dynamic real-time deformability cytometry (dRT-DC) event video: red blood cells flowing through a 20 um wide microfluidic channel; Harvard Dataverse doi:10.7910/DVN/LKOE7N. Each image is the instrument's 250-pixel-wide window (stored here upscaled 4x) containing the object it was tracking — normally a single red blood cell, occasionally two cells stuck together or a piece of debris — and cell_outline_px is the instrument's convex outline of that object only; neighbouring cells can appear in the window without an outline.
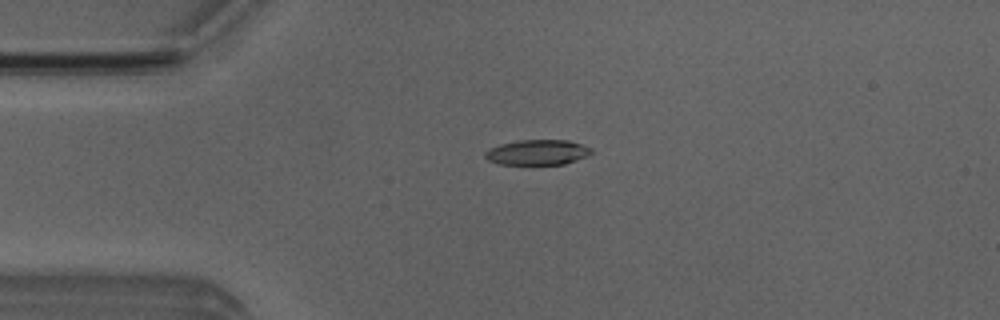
{"species": "Egyptian fruit bat (a non-hibernating species)", "species_latin": "Rousettus aegyptiacus", "temperature_condition": "room temperature", "stored_images_in_passage": 43, "camera_frame_rate_fps": 3000, "um_per_image_px": 0.085, "animal": {"sex": "male"}, "frame": {"image": 1, "passage_image": 4, "time_ms": 1.0, "image_size_px": [1000, 320], "cell_outline_px": [[592, 152], [588, 156], [564, 164], [496, 164], [488, 160], [484, 156], [484, 152], [488, 148], [500, 144], [520, 140], [568, 140], [592, 148]], "centroid_in_image_um": [45.65, 12.95], "position_along_channel_um": 39.3, "area_um2": 15.66}}
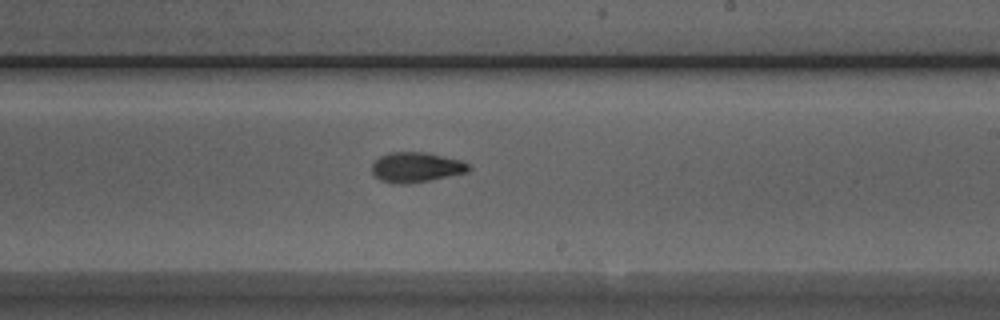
{"frame": {"image": 2, "passage_image": 22, "time_ms": 7.0, "image_size_px": [1000, 320], "cell_outline_px": [[472, 168], [468, 172], [408, 184], [392, 184], [380, 180], [372, 172], [372, 164], [380, 156], [388, 152], [424, 152], [460, 160], [472, 164]], "centroid_in_image_um": [35.38, 14.22], "position_along_channel_um": 253.6, "area_um2": 16.99}}
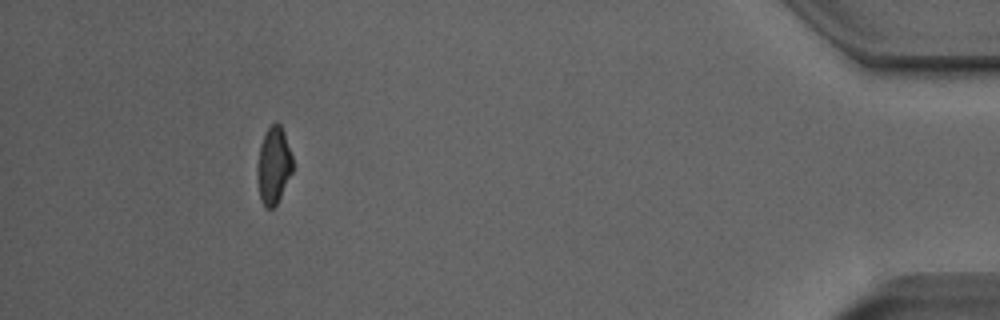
{"frame": {"image": 3, "passage_image": 39, "time_ms": 12.667, "image_size_px": [1000, 320], "cell_outline_px": [[292, 172], [276, 204], [272, 208], [264, 208], [260, 200], [256, 172], [260, 144], [268, 128], [272, 124], [280, 124], [284, 132], [292, 156]], "centroid_in_image_um": [23.23, 14.09], "position_along_channel_um": 412.0, "area_um2": 15.72}, "authors_computed_cell_mechanics": {"area_um2": 16.6464, "velocity_mm_per_s": 3.9819, "shape_relaxation_time_tau1_ms": 5.0372, "shape_relaxation_time_tau2_ms": 1.5611, "deformation_change_tau1": 0.1765, "deformation_change_tau2": 0.0821}}